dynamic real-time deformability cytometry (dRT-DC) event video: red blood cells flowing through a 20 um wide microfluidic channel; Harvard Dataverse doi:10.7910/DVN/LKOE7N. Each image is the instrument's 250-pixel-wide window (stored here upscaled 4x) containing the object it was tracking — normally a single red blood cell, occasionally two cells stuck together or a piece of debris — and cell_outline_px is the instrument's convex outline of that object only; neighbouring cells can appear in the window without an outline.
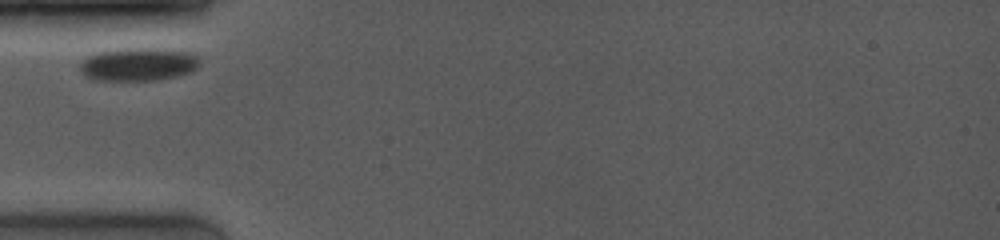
{"species": "common noctule bat (a hibernating species)", "species_latin": "Nyctalus noctula", "temperature_condition": "room temperature", "stored_images_in_passage": 8, "camera_frame_rate_fps": 4000, "um_per_image_px": 0.085, "animal": {"sex": "female", "body_mass_g": 19.0, "forearm_length_mm": 53.3}, "frame": {"image": 1, "passage_image": 1, "time_ms": 0.0, "image_size_px": [1000, 240], "cell_outline_px": [[200, 64], [192, 72], [176, 76], [156, 80], [92, 80], [80, 72], [80, 64], [88, 56], [96, 52], [124, 48], [156, 48], [188, 52], [196, 56], [200, 60]], "centroid_in_image_um": [11.75, 5.47], "position_along_channel_um": 73.3, "area_um2": 23.18}}
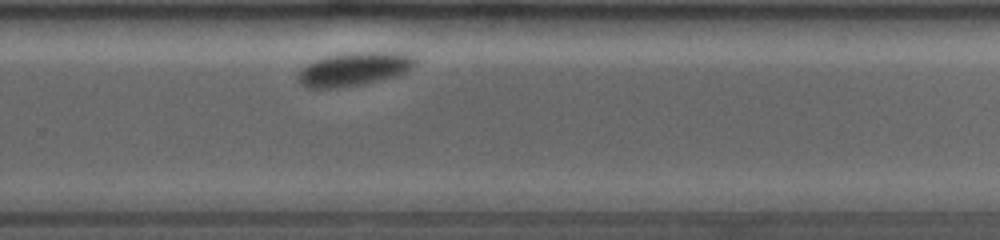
{"frame": {"image": 2, "passage_image": 8, "time_ms": 6.5, "image_size_px": [1000, 240], "cell_outline_px": [[416, 64], [412, 68], [396, 76], [364, 84], [336, 88], [308, 88], [300, 84], [296, 80], [296, 76], [300, 68], [316, 60], [328, 56], [344, 52], [408, 52], [416, 60]], "centroid_in_image_um": [30.08, 5.87], "position_along_channel_um": 299.7, "area_um2": 23.24}}